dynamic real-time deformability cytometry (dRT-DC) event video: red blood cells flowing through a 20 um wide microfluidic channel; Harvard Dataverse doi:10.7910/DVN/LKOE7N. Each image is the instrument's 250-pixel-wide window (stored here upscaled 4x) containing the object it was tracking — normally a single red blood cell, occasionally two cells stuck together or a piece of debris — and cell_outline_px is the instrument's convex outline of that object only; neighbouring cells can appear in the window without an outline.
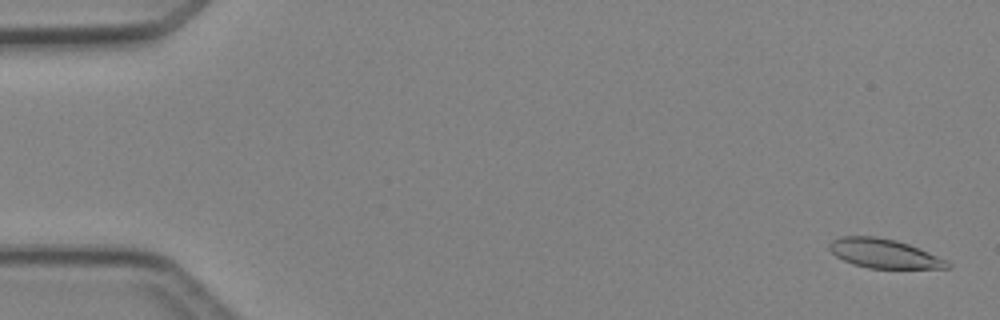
{"species": "Egyptian fruit bat (a non-hibernating species)", "species_latin": "Rousettus aegyptiacus", "temperature_condition": "cold", "stored_images_in_passage": 47, "camera_frame_rate_fps": 3000, "um_per_image_px": 0.085, "animal": {"sex": "female"}, "frame": {"image": 1, "passage_image": 1, "time_ms": 0.0, "image_size_px": [1000, 320], "cell_outline_px": [[952, 268], [868, 268], [852, 264], [836, 256], [828, 248], [828, 244], [832, 240], [840, 236], [876, 236], [896, 240], [908, 244], [928, 252], [952, 264]], "centroid_in_image_um": [75.1, 21.54], "position_along_channel_um": 9.9, "area_um2": 19.94}}
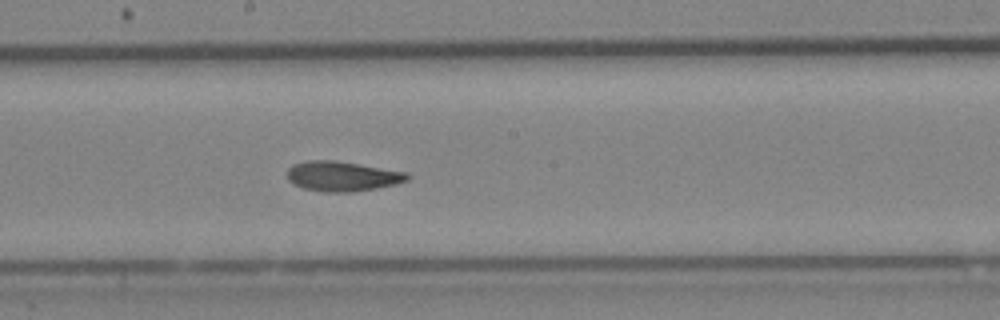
{"frame": {"image": 2, "passage_image": 26, "time_ms": 8.333, "image_size_px": [1000, 320], "cell_outline_px": [[412, 176], [408, 180], [396, 184], [376, 188], [352, 192], [324, 192], [304, 188], [288, 180], [288, 168], [292, 164], [308, 160], [336, 160], [408, 172]], "centroid_in_image_um": [29.13, 14.97], "position_along_channel_um": 219.1, "area_um2": 21.04}}
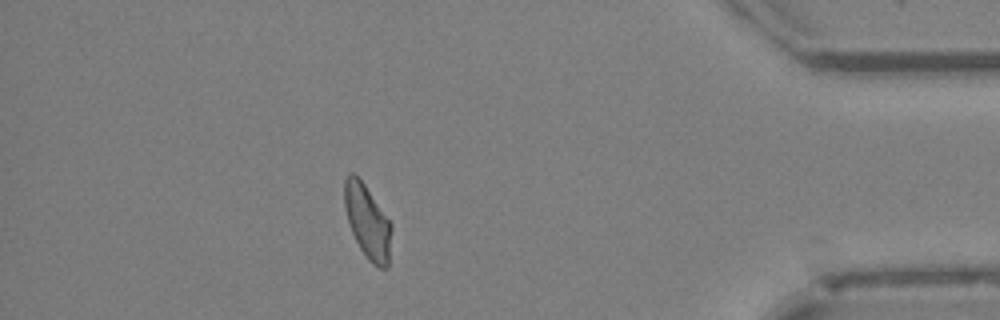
{"frame": {"image": 3, "passage_image": 42, "time_ms": 13.667, "image_size_px": [1000, 320], "cell_outline_px": [[392, 228], [388, 268], [380, 268], [372, 264], [368, 260], [360, 248], [352, 232], [344, 208], [344, 180], [348, 172], [352, 172], [364, 184], [392, 224]], "centroid_in_image_um": [31.23, 18.85], "position_along_channel_um": 404.0, "area_um2": 20.11}, "authors_computed_cell_mechanics": {"area_um2": 20.5768, "velocity_mm_per_s": 4.2563, "shape_relaxation_time_tau1_ms": null, "shape_relaxation_time_tau2_ms": 3.8595, "deformation_change_tau1": null, "deformation_change_tau2": 0.1074}}